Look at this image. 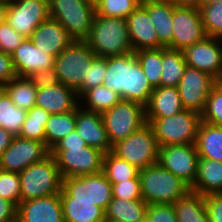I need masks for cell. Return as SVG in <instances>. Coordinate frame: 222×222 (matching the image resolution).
Returning <instances> with one entry per match:
<instances>
[{"mask_svg": "<svg viewBox=\"0 0 222 222\" xmlns=\"http://www.w3.org/2000/svg\"><path fill=\"white\" fill-rule=\"evenodd\" d=\"M103 85L117 92L122 99L138 102L144 107L148 104L154 90L135 52L107 57V72Z\"/></svg>", "mask_w": 222, "mask_h": 222, "instance_id": "6da1fadb", "label": "cell"}, {"mask_svg": "<svg viewBox=\"0 0 222 222\" xmlns=\"http://www.w3.org/2000/svg\"><path fill=\"white\" fill-rule=\"evenodd\" d=\"M96 56L108 57L133 52L127 19L95 15L89 36L84 40Z\"/></svg>", "mask_w": 222, "mask_h": 222, "instance_id": "7a4b0ae2", "label": "cell"}, {"mask_svg": "<svg viewBox=\"0 0 222 222\" xmlns=\"http://www.w3.org/2000/svg\"><path fill=\"white\" fill-rule=\"evenodd\" d=\"M142 199L148 204H175L190 191L182 179L159 163L139 170Z\"/></svg>", "mask_w": 222, "mask_h": 222, "instance_id": "3957f363", "label": "cell"}, {"mask_svg": "<svg viewBox=\"0 0 222 222\" xmlns=\"http://www.w3.org/2000/svg\"><path fill=\"white\" fill-rule=\"evenodd\" d=\"M19 177L21 202L59 194L62 191L63 177L51 154L25 168L19 173Z\"/></svg>", "mask_w": 222, "mask_h": 222, "instance_id": "277c9868", "label": "cell"}, {"mask_svg": "<svg viewBox=\"0 0 222 222\" xmlns=\"http://www.w3.org/2000/svg\"><path fill=\"white\" fill-rule=\"evenodd\" d=\"M153 129L159 147L177 144H195L201 114L184 109L165 118H145Z\"/></svg>", "mask_w": 222, "mask_h": 222, "instance_id": "5b68a950", "label": "cell"}, {"mask_svg": "<svg viewBox=\"0 0 222 222\" xmlns=\"http://www.w3.org/2000/svg\"><path fill=\"white\" fill-rule=\"evenodd\" d=\"M95 52L85 41L74 40L54 61V70L60 83L82 96L83 80L87 79L88 67H91Z\"/></svg>", "mask_w": 222, "mask_h": 222, "instance_id": "8992f818", "label": "cell"}, {"mask_svg": "<svg viewBox=\"0 0 222 222\" xmlns=\"http://www.w3.org/2000/svg\"><path fill=\"white\" fill-rule=\"evenodd\" d=\"M50 18L57 20L67 33L84 41L90 33L95 6L87 0H48Z\"/></svg>", "mask_w": 222, "mask_h": 222, "instance_id": "52a82bcc", "label": "cell"}, {"mask_svg": "<svg viewBox=\"0 0 222 222\" xmlns=\"http://www.w3.org/2000/svg\"><path fill=\"white\" fill-rule=\"evenodd\" d=\"M117 157L126 160L139 170L158 163L159 145L149 123L112 146Z\"/></svg>", "mask_w": 222, "mask_h": 222, "instance_id": "ba28073f", "label": "cell"}, {"mask_svg": "<svg viewBox=\"0 0 222 222\" xmlns=\"http://www.w3.org/2000/svg\"><path fill=\"white\" fill-rule=\"evenodd\" d=\"M101 115L112 146L125 140L146 123L145 107L124 99Z\"/></svg>", "mask_w": 222, "mask_h": 222, "instance_id": "9c48e42d", "label": "cell"}, {"mask_svg": "<svg viewBox=\"0 0 222 222\" xmlns=\"http://www.w3.org/2000/svg\"><path fill=\"white\" fill-rule=\"evenodd\" d=\"M50 154L55 158L63 179L102 172L105 153L97 148H52Z\"/></svg>", "mask_w": 222, "mask_h": 222, "instance_id": "30bf717a", "label": "cell"}, {"mask_svg": "<svg viewBox=\"0 0 222 222\" xmlns=\"http://www.w3.org/2000/svg\"><path fill=\"white\" fill-rule=\"evenodd\" d=\"M62 188L73 201L93 202L104 211L113 199L112 184L102 172L64 178Z\"/></svg>", "mask_w": 222, "mask_h": 222, "instance_id": "8fae6325", "label": "cell"}, {"mask_svg": "<svg viewBox=\"0 0 222 222\" xmlns=\"http://www.w3.org/2000/svg\"><path fill=\"white\" fill-rule=\"evenodd\" d=\"M49 17L48 0H8L6 21L25 38Z\"/></svg>", "mask_w": 222, "mask_h": 222, "instance_id": "7c38bea8", "label": "cell"}, {"mask_svg": "<svg viewBox=\"0 0 222 222\" xmlns=\"http://www.w3.org/2000/svg\"><path fill=\"white\" fill-rule=\"evenodd\" d=\"M198 153L195 144L159 147L158 163L190 187L197 177Z\"/></svg>", "mask_w": 222, "mask_h": 222, "instance_id": "4fadbf2b", "label": "cell"}, {"mask_svg": "<svg viewBox=\"0 0 222 222\" xmlns=\"http://www.w3.org/2000/svg\"><path fill=\"white\" fill-rule=\"evenodd\" d=\"M49 155L50 149L45 143L15 136L0 158V169L20 173Z\"/></svg>", "mask_w": 222, "mask_h": 222, "instance_id": "5bb4252c", "label": "cell"}, {"mask_svg": "<svg viewBox=\"0 0 222 222\" xmlns=\"http://www.w3.org/2000/svg\"><path fill=\"white\" fill-rule=\"evenodd\" d=\"M218 81L210 74L187 66L178 85L184 109L202 113L213 86Z\"/></svg>", "mask_w": 222, "mask_h": 222, "instance_id": "9a60e30c", "label": "cell"}, {"mask_svg": "<svg viewBox=\"0 0 222 222\" xmlns=\"http://www.w3.org/2000/svg\"><path fill=\"white\" fill-rule=\"evenodd\" d=\"M219 39L207 36L182 50L187 66L208 73L217 81L222 80V48L218 44Z\"/></svg>", "mask_w": 222, "mask_h": 222, "instance_id": "2e32d148", "label": "cell"}, {"mask_svg": "<svg viewBox=\"0 0 222 222\" xmlns=\"http://www.w3.org/2000/svg\"><path fill=\"white\" fill-rule=\"evenodd\" d=\"M172 49L183 50L202 41L207 34L197 7L174 6Z\"/></svg>", "mask_w": 222, "mask_h": 222, "instance_id": "e0dca14e", "label": "cell"}, {"mask_svg": "<svg viewBox=\"0 0 222 222\" xmlns=\"http://www.w3.org/2000/svg\"><path fill=\"white\" fill-rule=\"evenodd\" d=\"M17 218L20 222H64L60 193L20 202Z\"/></svg>", "mask_w": 222, "mask_h": 222, "instance_id": "ac0fdd59", "label": "cell"}, {"mask_svg": "<svg viewBox=\"0 0 222 222\" xmlns=\"http://www.w3.org/2000/svg\"><path fill=\"white\" fill-rule=\"evenodd\" d=\"M11 56L16 75L20 77L54 67L55 57L37 48L30 38H25Z\"/></svg>", "mask_w": 222, "mask_h": 222, "instance_id": "d6986e66", "label": "cell"}, {"mask_svg": "<svg viewBox=\"0 0 222 222\" xmlns=\"http://www.w3.org/2000/svg\"><path fill=\"white\" fill-rule=\"evenodd\" d=\"M76 109V131L87 146L101 150L104 153L112 151L102 115L93 111Z\"/></svg>", "mask_w": 222, "mask_h": 222, "instance_id": "ffe728a7", "label": "cell"}, {"mask_svg": "<svg viewBox=\"0 0 222 222\" xmlns=\"http://www.w3.org/2000/svg\"><path fill=\"white\" fill-rule=\"evenodd\" d=\"M30 39L37 48L54 57H57L74 41L67 30L57 20L50 17L34 30Z\"/></svg>", "mask_w": 222, "mask_h": 222, "instance_id": "44dd1931", "label": "cell"}, {"mask_svg": "<svg viewBox=\"0 0 222 222\" xmlns=\"http://www.w3.org/2000/svg\"><path fill=\"white\" fill-rule=\"evenodd\" d=\"M126 19L133 52L158 48V36L154 24L141 4Z\"/></svg>", "mask_w": 222, "mask_h": 222, "instance_id": "7402d4cb", "label": "cell"}, {"mask_svg": "<svg viewBox=\"0 0 222 222\" xmlns=\"http://www.w3.org/2000/svg\"><path fill=\"white\" fill-rule=\"evenodd\" d=\"M158 36V48L172 49L174 4L168 0H142Z\"/></svg>", "mask_w": 222, "mask_h": 222, "instance_id": "603a6c76", "label": "cell"}, {"mask_svg": "<svg viewBox=\"0 0 222 222\" xmlns=\"http://www.w3.org/2000/svg\"><path fill=\"white\" fill-rule=\"evenodd\" d=\"M76 96L78 99L76 91L59 83L52 87L37 89L35 105L50 114H63L78 108Z\"/></svg>", "mask_w": 222, "mask_h": 222, "instance_id": "cb8c5ba5", "label": "cell"}, {"mask_svg": "<svg viewBox=\"0 0 222 222\" xmlns=\"http://www.w3.org/2000/svg\"><path fill=\"white\" fill-rule=\"evenodd\" d=\"M184 110L178 87L154 88L145 106V118H165Z\"/></svg>", "mask_w": 222, "mask_h": 222, "instance_id": "d4e9b609", "label": "cell"}, {"mask_svg": "<svg viewBox=\"0 0 222 222\" xmlns=\"http://www.w3.org/2000/svg\"><path fill=\"white\" fill-rule=\"evenodd\" d=\"M190 190L203 196L222 193V162L199 158L197 177Z\"/></svg>", "mask_w": 222, "mask_h": 222, "instance_id": "484cf974", "label": "cell"}, {"mask_svg": "<svg viewBox=\"0 0 222 222\" xmlns=\"http://www.w3.org/2000/svg\"><path fill=\"white\" fill-rule=\"evenodd\" d=\"M64 222H106L105 211L93 202L73 201L63 188L60 192Z\"/></svg>", "mask_w": 222, "mask_h": 222, "instance_id": "4316f807", "label": "cell"}, {"mask_svg": "<svg viewBox=\"0 0 222 222\" xmlns=\"http://www.w3.org/2000/svg\"><path fill=\"white\" fill-rule=\"evenodd\" d=\"M148 204L143 200L113 198L105 209L106 222H145Z\"/></svg>", "mask_w": 222, "mask_h": 222, "instance_id": "83f0119b", "label": "cell"}, {"mask_svg": "<svg viewBox=\"0 0 222 222\" xmlns=\"http://www.w3.org/2000/svg\"><path fill=\"white\" fill-rule=\"evenodd\" d=\"M195 146L199 158L222 162V127L201 121Z\"/></svg>", "mask_w": 222, "mask_h": 222, "instance_id": "f1b7e54d", "label": "cell"}, {"mask_svg": "<svg viewBox=\"0 0 222 222\" xmlns=\"http://www.w3.org/2000/svg\"><path fill=\"white\" fill-rule=\"evenodd\" d=\"M173 205L178 222H210L204 196L200 193L190 190Z\"/></svg>", "mask_w": 222, "mask_h": 222, "instance_id": "f546056e", "label": "cell"}, {"mask_svg": "<svg viewBox=\"0 0 222 222\" xmlns=\"http://www.w3.org/2000/svg\"><path fill=\"white\" fill-rule=\"evenodd\" d=\"M160 87H178L187 64L182 50L162 47Z\"/></svg>", "mask_w": 222, "mask_h": 222, "instance_id": "4dcf8cb0", "label": "cell"}, {"mask_svg": "<svg viewBox=\"0 0 222 222\" xmlns=\"http://www.w3.org/2000/svg\"><path fill=\"white\" fill-rule=\"evenodd\" d=\"M76 129V110L51 114L45 125V144L51 150L58 141Z\"/></svg>", "mask_w": 222, "mask_h": 222, "instance_id": "1f68e13d", "label": "cell"}, {"mask_svg": "<svg viewBox=\"0 0 222 222\" xmlns=\"http://www.w3.org/2000/svg\"><path fill=\"white\" fill-rule=\"evenodd\" d=\"M5 91L18 108L28 111L35 106L37 88L27 77L11 79L5 85Z\"/></svg>", "mask_w": 222, "mask_h": 222, "instance_id": "d6a6232c", "label": "cell"}, {"mask_svg": "<svg viewBox=\"0 0 222 222\" xmlns=\"http://www.w3.org/2000/svg\"><path fill=\"white\" fill-rule=\"evenodd\" d=\"M102 173L111 184L139 178V169L136 166L129 164L112 152L104 154Z\"/></svg>", "mask_w": 222, "mask_h": 222, "instance_id": "836d02e7", "label": "cell"}, {"mask_svg": "<svg viewBox=\"0 0 222 222\" xmlns=\"http://www.w3.org/2000/svg\"><path fill=\"white\" fill-rule=\"evenodd\" d=\"M50 116L45 109L35 105L27 111L18 136L45 143V125Z\"/></svg>", "mask_w": 222, "mask_h": 222, "instance_id": "e575fe53", "label": "cell"}, {"mask_svg": "<svg viewBox=\"0 0 222 222\" xmlns=\"http://www.w3.org/2000/svg\"><path fill=\"white\" fill-rule=\"evenodd\" d=\"M138 62L152 88L160 87L162 72V47L135 51Z\"/></svg>", "mask_w": 222, "mask_h": 222, "instance_id": "d590c367", "label": "cell"}, {"mask_svg": "<svg viewBox=\"0 0 222 222\" xmlns=\"http://www.w3.org/2000/svg\"><path fill=\"white\" fill-rule=\"evenodd\" d=\"M27 117V111L18 108L7 93L0 98V127L18 136Z\"/></svg>", "mask_w": 222, "mask_h": 222, "instance_id": "8d00e7d4", "label": "cell"}, {"mask_svg": "<svg viewBox=\"0 0 222 222\" xmlns=\"http://www.w3.org/2000/svg\"><path fill=\"white\" fill-rule=\"evenodd\" d=\"M82 97L87 99L88 111L100 114L111 109L122 100L117 92L108 89L104 85L87 90Z\"/></svg>", "mask_w": 222, "mask_h": 222, "instance_id": "74e56055", "label": "cell"}, {"mask_svg": "<svg viewBox=\"0 0 222 222\" xmlns=\"http://www.w3.org/2000/svg\"><path fill=\"white\" fill-rule=\"evenodd\" d=\"M142 0H101L95 5V15L127 18Z\"/></svg>", "mask_w": 222, "mask_h": 222, "instance_id": "f35d334b", "label": "cell"}, {"mask_svg": "<svg viewBox=\"0 0 222 222\" xmlns=\"http://www.w3.org/2000/svg\"><path fill=\"white\" fill-rule=\"evenodd\" d=\"M199 10L207 36L222 39V0Z\"/></svg>", "mask_w": 222, "mask_h": 222, "instance_id": "ab89813d", "label": "cell"}, {"mask_svg": "<svg viewBox=\"0 0 222 222\" xmlns=\"http://www.w3.org/2000/svg\"><path fill=\"white\" fill-rule=\"evenodd\" d=\"M201 121L222 127V83L218 81L209 93Z\"/></svg>", "mask_w": 222, "mask_h": 222, "instance_id": "60d3db41", "label": "cell"}, {"mask_svg": "<svg viewBox=\"0 0 222 222\" xmlns=\"http://www.w3.org/2000/svg\"><path fill=\"white\" fill-rule=\"evenodd\" d=\"M19 173L0 169V197L13 202L17 207L21 202Z\"/></svg>", "mask_w": 222, "mask_h": 222, "instance_id": "b9f144b4", "label": "cell"}, {"mask_svg": "<svg viewBox=\"0 0 222 222\" xmlns=\"http://www.w3.org/2000/svg\"><path fill=\"white\" fill-rule=\"evenodd\" d=\"M107 72V57L96 56L91 67H88L87 79L83 80L82 95L92 88L103 85V79Z\"/></svg>", "mask_w": 222, "mask_h": 222, "instance_id": "7bdbcfd3", "label": "cell"}, {"mask_svg": "<svg viewBox=\"0 0 222 222\" xmlns=\"http://www.w3.org/2000/svg\"><path fill=\"white\" fill-rule=\"evenodd\" d=\"M113 198L123 200H140L141 196V185L140 178H133L118 183L112 184Z\"/></svg>", "mask_w": 222, "mask_h": 222, "instance_id": "ee69618b", "label": "cell"}, {"mask_svg": "<svg viewBox=\"0 0 222 222\" xmlns=\"http://www.w3.org/2000/svg\"><path fill=\"white\" fill-rule=\"evenodd\" d=\"M24 39L7 21L0 25V51L11 55Z\"/></svg>", "mask_w": 222, "mask_h": 222, "instance_id": "f6af8a7d", "label": "cell"}, {"mask_svg": "<svg viewBox=\"0 0 222 222\" xmlns=\"http://www.w3.org/2000/svg\"><path fill=\"white\" fill-rule=\"evenodd\" d=\"M145 222H178L173 204H150Z\"/></svg>", "mask_w": 222, "mask_h": 222, "instance_id": "bcb514c9", "label": "cell"}, {"mask_svg": "<svg viewBox=\"0 0 222 222\" xmlns=\"http://www.w3.org/2000/svg\"><path fill=\"white\" fill-rule=\"evenodd\" d=\"M27 78L37 89L52 87L60 83L54 68L31 73Z\"/></svg>", "mask_w": 222, "mask_h": 222, "instance_id": "7dc6e473", "label": "cell"}, {"mask_svg": "<svg viewBox=\"0 0 222 222\" xmlns=\"http://www.w3.org/2000/svg\"><path fill=\"white\" fill-rule=\"evenodd\" d=\"M210 222H222V193L204 196Z\"/></svg>", "mask_w": 222, "mask_h": 222, "instance_id": "c3c4849f", "label": "cell"}, {"mask_svg": "<svg viewBox=\"0 0 222 222\" xmlns=\"http://www.w3.org/2000/svg\"><path fill=\"white\" fill-rule=\"evenodd\" d=\"M16 76L12 56L0 51V85L5 86Z\"/></svg>", "mask_w": 222, "mask_h": 222, "instance_id": "681fc988", "label": "cell"}, {"mask_svg": "<svg viewBox=\"0 0 222 222\" xmlns=\"http://www.w3.org/2000/svg\"><path fill=\"white\" fill-rule=\"evenodd\" d=\"M87 146L85 141L78 134L76 129L62 138L53 148H75Z\"/></svg>", "mask_w": 222, "mask_h": 222, "instance_id": "f907efd6", "label": "cell"}, {"mask_svg": "<svg viewBox=\"0 0 222 222\" xmlns=\"http://www.w3.org/2000/svg\"><path fill=\"white\" fill-rule=\"evenodd\" d=\"M17 217V206L0 197V222H9Z\"/></svg>", "mask_w": 222, "mask_h": 222, "instance_id": "816d5d0a", "label": "cell"}, {"mask_svg": "<svg viewBox=\"0 0 222 222\" xmlns=\"http://www.w3.org/2000/svg\"><path fill=\"white\" fill-rule=\"evenodd\" d=\"M14 135L8 130L0 127V158L3 152L10 146L14 139Z\"/></svg>", "mask_w": 222, "mask_h": 222, "instance_id": "f5cc1de1", "label": "cell"}, {"mask_svg": "<svg viewBox=\"0 0 222 222\" xmlns=\"http://www.w3.org/2000/svg\"><path fill=\"white\" fill-rule=\"evenodd\" d=\"M178 7H197L199 9L200 0H168Z\"/></svg>", "mask_w": 222, "mask_h": 222, "instance_id": "db71d44e", "label": "cell"}, {"mask_svg": "<svg viewBox=\"0 0 222 222\" xmlns=\"http://www.w3.org/2000/svg\"><path fill=\"white\" fill-rule=\"evenodd\" d=\"M8 11V0H1L0 1V25L6 22Z\"/></svg>", "mask_w": 222, "mask_h": 222, "instance_id": "11a10c76", "label": "cell"}, {"mask_svg": "<svg viewBox=\"0 0 222 222\" xmlns=\"http://www.w3.org/2000/svg\"><path fill=\"white\" fill-rule=\"evenodd\" d=\"M217 1H220V0H200V3H199V8L200 7H203V6H208V5H211Z\"/></svg>", "mask_w": 222, "mask_h": 222, "instance_id": "9f6ffc18", "label": "cell"}, {"mask_svg": "<svg viewBox=\"0 0 222 222\" xmlns=\"http://www.w3.org/2000/svg\"><path fill=\"white\" fill-rule=\"evenodd\" d=\"M6 93L5 86L0 85V98Z\"/></svg>", "mask_w": 222, "mask_h": 222, "instance_id": "6f0895ef", "label": "cell"}, {"mask_svg": "<svg viewBox=\"0 0 222 222\" xmlns=\"http://www.w3.org/2000/svg\"><path fill=\"white\" fill-rule=\"evenodd\" d=\"M87 1L95 6L101 0H87Z\"/></svg>", "mask_w": 222, "mask_h": 222, "instance_id": "680465c9", "label": "cell"}, {"mask_svg": "<svg viewBox=\"0 0 222 222\" xmlns=\"http://www.w3.org/2000/svg\"><path fill=\"white\" fill-rule=\"evenodd\" d=\"M9 222H20V221H19L18 218L16 217L15 219H13V220H11V221H9Z\"/></svg>", "mask_w": 222, "mask_h": 222, "instance_id": "91938a15", "label": "cell"}]
</instances>
